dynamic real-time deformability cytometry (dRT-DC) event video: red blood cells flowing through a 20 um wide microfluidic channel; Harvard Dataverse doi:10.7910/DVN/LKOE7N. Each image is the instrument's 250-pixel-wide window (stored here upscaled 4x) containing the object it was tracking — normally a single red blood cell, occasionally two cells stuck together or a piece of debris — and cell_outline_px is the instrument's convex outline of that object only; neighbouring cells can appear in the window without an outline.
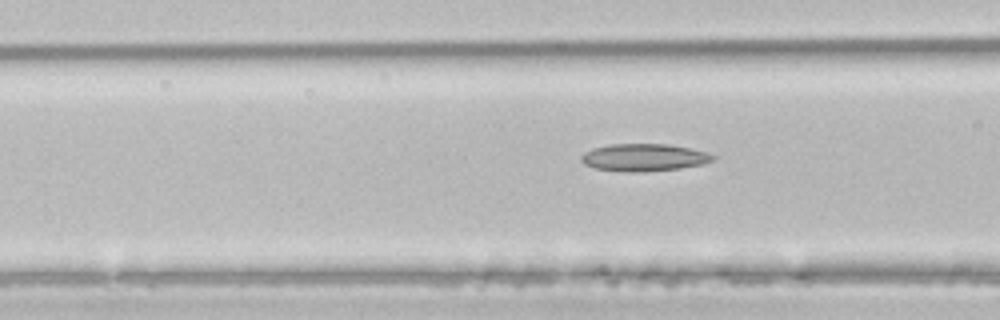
{"species": "common noctule bat (a hibernating species)", "species_latin": "Nyctalus noctula", "temperature_condition": "room temperature", "stored_images_in_passage": 6, "camera_frame_rate_fps": 3000, "um_per_image_px": 0.085, "animal": {"sex": "male", "body_mass_g": 21.5, "forearm_length_mm": 52.0}, "frame": {"image": 1, "passage_image": 6, "time_ms": 1.667, "image_size_px": [1000, 320], "cell_outline_px": [[716, 156], [712, 160], [700, 164], [680, 168], [644, 172], [628, 172], [596, 168], [584, 164], [580, 160], [580, 156], [584, 152], [592, 148], [608, 144], [668, 144], [708, 152]], "centroid_in_image_um": [54.69, 13.38], "position_along_channel_um": 111.9, "area_um2": 20.98}}